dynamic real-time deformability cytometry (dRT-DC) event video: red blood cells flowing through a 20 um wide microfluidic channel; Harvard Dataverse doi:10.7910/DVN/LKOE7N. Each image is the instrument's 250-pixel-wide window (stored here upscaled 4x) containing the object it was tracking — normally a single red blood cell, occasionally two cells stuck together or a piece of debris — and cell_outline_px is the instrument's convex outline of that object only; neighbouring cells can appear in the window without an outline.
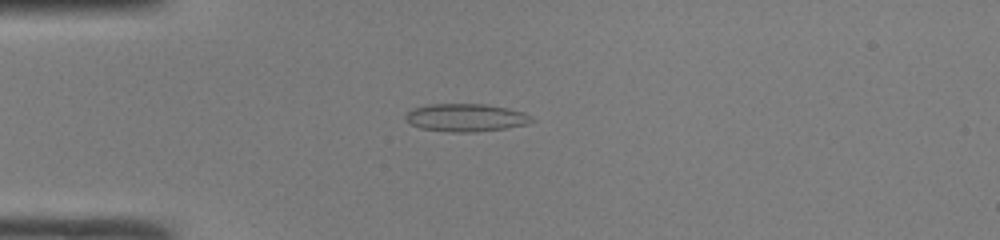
{"species": "common noctule bat (a hibernating species)", "species_latin": "Nyctalus noctula", "temperature_condition": "room temperature", "stored_images_in_passage": 47, "camera_frame_rate_fps": 3000, "um_per_image_px": 0.085, "animal": {"sex": "male", "body_mass_g": 19.0, "forearm_length_mm": 50.8}, "frame": {"image": 1, "passage_image": 12, "time_ms": 3.667, "image_size_px": [1000, 240], "cell_outline_px": [[536, 120], [528, 124], [504, 128], [476, 132], [448, 132], [420, 128], [412, 124], [404, 116], [412, 108], [428, 104], [484, 104], [508, 108], [524, 112], [532, 116]], "centroid_in_image_um": [39.63, 9.99], "position_along_channel_um": 45.4, "area_um2": 20.52}}
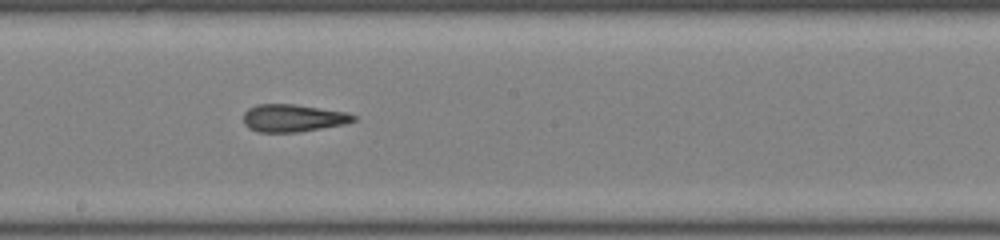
{"frame": {"image": 2, "passage_image": 26, "time_ms": 8.333, "image_size_px": [1000, 240], "cell_outline_px": [[356, 120], [344, 124], [296, 132], [256, 132], [248, 128], [244, 124], [244, 112], [248, 108], [256, 104], [296, 104], [348, 112], [356, 116]], "centroid_in_image_um": [24.88, 10.02], "position_along_channel_um": 223.3, "area_um2": 17.74}}
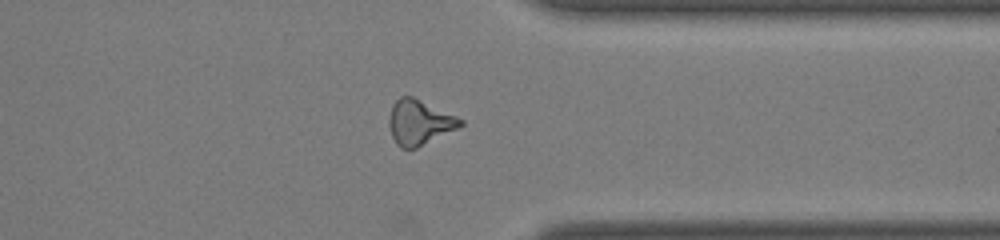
{"frame": {"image": 3, "passage_image": 37, "time_ms": 12.0, "image_size_px": [1000, 240], "cell_outline_px": [[464, 124], [416, 148], [400, 148], [396, 144], [392, 136], [388, 124], [388, 120], [392, 104], [400, 96], [412, 96], [456, 116], [464, 120]], "centroid_in_image_um": [35.6, 10.39], "position_along_channel_um": 375.8, "area_um2": 18.44}, "authors_computed_cell_mechanics": {"area_um2": 18.4382, "velocity_mm_per_s": 4.2382, "shape_relaxation_time_tau1_ms": null, "shape_relaxation_time_tau2_ms": 2.8078, "deformation_change_tau1": null, "deformation_change_tau2": 0.1382}}